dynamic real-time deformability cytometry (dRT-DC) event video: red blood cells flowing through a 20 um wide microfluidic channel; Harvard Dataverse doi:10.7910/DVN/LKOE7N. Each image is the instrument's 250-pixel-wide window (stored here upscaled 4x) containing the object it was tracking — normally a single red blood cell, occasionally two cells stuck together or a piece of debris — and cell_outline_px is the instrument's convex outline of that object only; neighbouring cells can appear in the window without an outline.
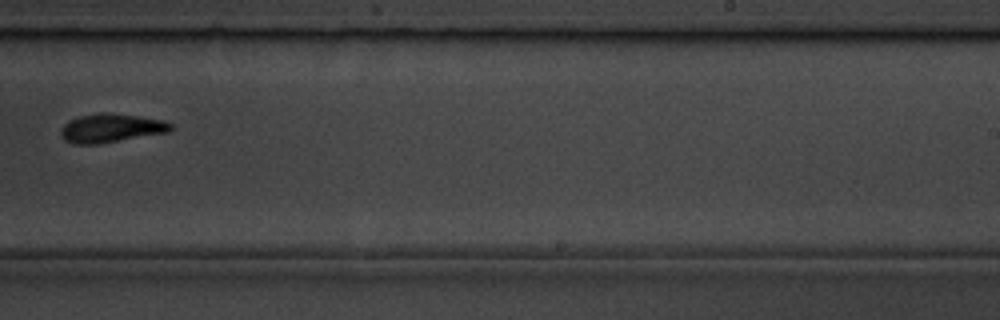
{"species": "common noctule bat (a hibernating species)", "species_latin": "Nyctalus noctula", "temperature_condition": "room temperature", "stored_images_in_passage": 11, "camera_frame_rate_fps": 3000, "um_per_image_px": 0.085, "animal": {"sex": "male", "body_mass_g": 19.5, "forearm_length_mm": 54.6}, "frame": {"image": 1, "passage_image": 11, "time_ms": 11.333, "image_size_px": [1000, 320], "cell_outline_px": [[172, 128], [168, 132], [96, 144], [72, 144], [64, 140], [60, 136], [60, 128], [68, 120], [80, 116], [100, 112], [112, 112], [140, 116], [164, 120], [172, 124]], "centroid_in_image_um": [9.39, 10.87], "position_along_channel_um": 279.6, "area_um2": 18.55}}